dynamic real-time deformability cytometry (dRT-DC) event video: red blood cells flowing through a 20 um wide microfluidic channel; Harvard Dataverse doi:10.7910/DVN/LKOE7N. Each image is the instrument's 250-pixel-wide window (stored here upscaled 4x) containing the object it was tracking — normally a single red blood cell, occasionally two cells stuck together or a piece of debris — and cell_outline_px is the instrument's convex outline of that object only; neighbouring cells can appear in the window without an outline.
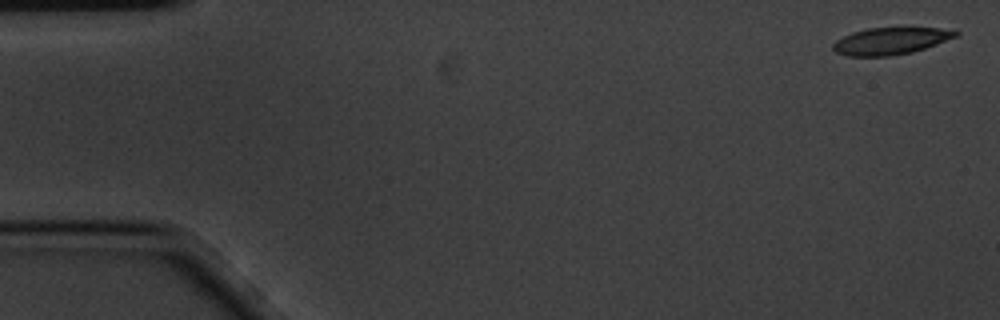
{"species": "common noctule bat (a hibernating species)", "species_latin": "Nyctalus noctula", "temperature_condition": "cold", "stored_images_in_passage": 4, "camera_frame_rate_fps": 3000, "um_per_image_px": 0.085, "animal": {"sex": "male", "body_mass_g": 20.1, "forearm_length_mm": 53.5}, "frame": {"image": 1, "passage_image": 1, "time_ms": 0.0, "image_size_px": [1000, 320], "cell_outline_px": [[960, 36], [912, 52], [892, 56], [848, 56], [836, 52], [832, 48], [832, 44], [836, 40], [852, 32], [868, 28], [940, 28], [960, 32]], "centroid_in_image_um": [75.7, 3.49], "position_along_channel_um": 9.3, "area_um2": 19.25}}